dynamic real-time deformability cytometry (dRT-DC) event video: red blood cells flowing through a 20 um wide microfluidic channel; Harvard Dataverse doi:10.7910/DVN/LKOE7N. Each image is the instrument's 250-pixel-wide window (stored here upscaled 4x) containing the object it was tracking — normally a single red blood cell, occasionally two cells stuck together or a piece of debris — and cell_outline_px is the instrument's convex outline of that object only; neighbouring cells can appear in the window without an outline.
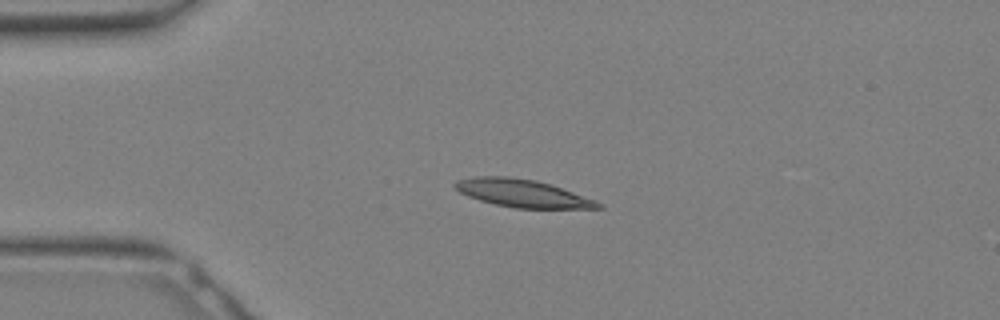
{"species": "Egyptian fruit bat (a non-hibernating species)", "species_latin": "Rousettus aegyptiacus", "temperature_condition": "warm", "stored_images_in_passage": 11, "camera_frame_rate_fps": 3000, "um_per_image_px": 0.085, "animal": {"sex": "female"}, "frame": {"image": 1, "passage_image": 7, "time_ms": 2.0, "image_size_px": [1000, 320], "cell_outline_px": [[604, 208], [516, 208], [496, 204], [480, 200], [468, 196], [460, 192], [452, 184], [456, 180], [476, 176], [508, 176], [536, 180], [552, 184], [596, 200], [604, 204]], "centroid_in_image_um": [44.43, 16.42], "position_along_channel_um": 40.6, "area_um2": 23.18}}
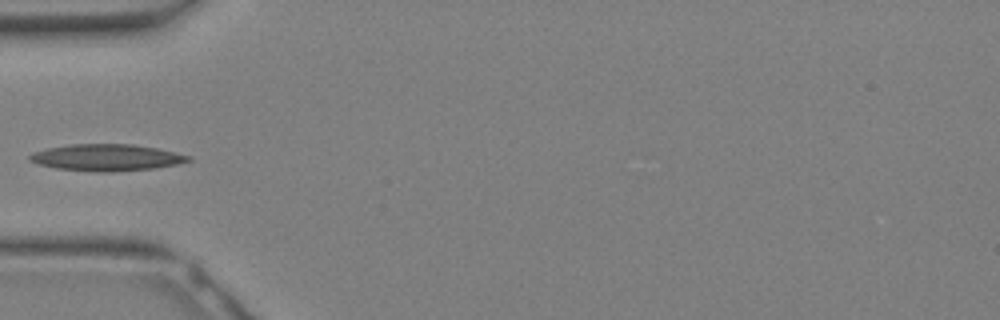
{"frame": {"image": 2, "passage_image": 10, "time_ms": 3.0, "image_size_px": [1000, 320], "cell_outline_px": [[192, 160], [176, 164], [156, 168], [112, 172], [96, 172], [56, 168], [40, 164], [28, 160], [28, 156], [32, 152], [48, 148], [72, 144], [132, 144], [156, 148], [192, 156]], "centroid_in_image_um": [9.06, 13.39], "position_along_channel_um": 75.9, "area_um2": 24.62}}